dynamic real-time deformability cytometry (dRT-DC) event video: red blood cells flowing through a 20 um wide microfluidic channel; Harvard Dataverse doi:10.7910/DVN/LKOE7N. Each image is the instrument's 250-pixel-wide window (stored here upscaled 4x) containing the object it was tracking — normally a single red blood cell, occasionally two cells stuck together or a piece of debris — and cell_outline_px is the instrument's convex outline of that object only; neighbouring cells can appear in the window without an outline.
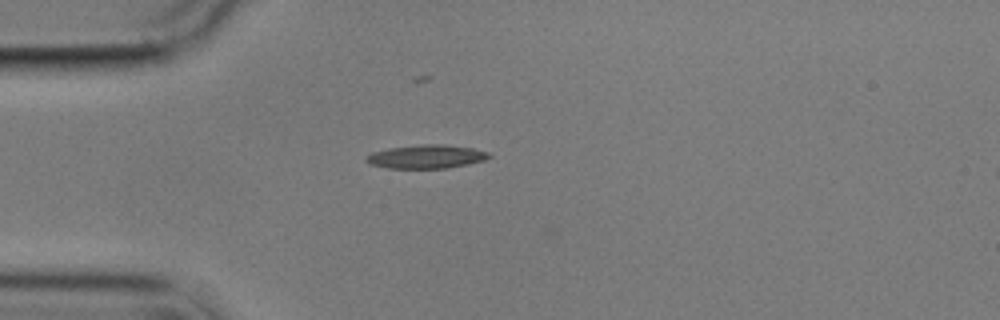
{"species": "common noctule bat (a hibernating species)", "species_latin": "Nyctalus noctula", "temperature_condition": "cold", "stored_images_in_passage": 2, "camera_frame_rate_fps": 3000, "um_per_image_px": 0.085, "animal": {"sex": "male", "body_mass_g": 17.9}, "frame": {"image": 1, "passage_image": 2, "time_ms": 1.333, "image_size_px": [1000, 320], "cell_outline_px": [[492, 156], [484, 160], [468, 164], [448, 168], [388, 168], [368, 164], [364, 160], [372, 152], [388, 148], [420, 144], [444, 144], [472, 148], [488, 152]], "centroid_in_image_um": [36.22, 13.31], "position_along_channel_um": 48.8, "area_um2": 16.94}}